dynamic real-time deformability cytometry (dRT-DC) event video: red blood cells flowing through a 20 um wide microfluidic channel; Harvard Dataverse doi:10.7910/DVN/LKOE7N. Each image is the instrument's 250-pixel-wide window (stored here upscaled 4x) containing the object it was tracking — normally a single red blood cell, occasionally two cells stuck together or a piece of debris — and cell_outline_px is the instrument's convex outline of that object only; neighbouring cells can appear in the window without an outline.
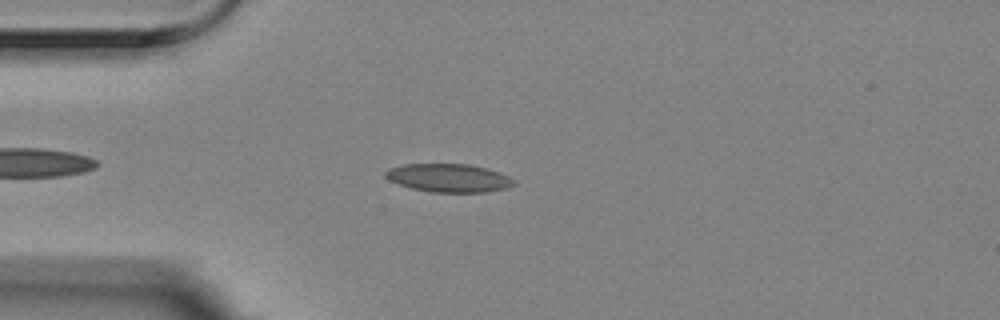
{"species": "Egyptian fruit bat (a non-hibernating species)", "species_latin": "Rousettus aegyptiacus", "temperature_condition": "room temperature", "stored_images_in_passage": 3, "camera_frame_rate_fps": 3000, "um_per_image_px": 0.085, "animal": {"sex": "female"}, "frame": {"image": 1, "passage_image": 3, "time_ms": 0.667, "image_size_px": [1000, 320], "cell_outline_px": [[516, 184], [508, 188], [484, 192], [432, 192], [412, 188], [388, 180], [384, 176], [384, 172], [388, 168], [404, 164], [468, 164], [484, 168], [508, 176]], "centroid_in_image_um": [38.09, 15.12], "position_along_channel_um": 46.9, "area_um2": 20.98}}